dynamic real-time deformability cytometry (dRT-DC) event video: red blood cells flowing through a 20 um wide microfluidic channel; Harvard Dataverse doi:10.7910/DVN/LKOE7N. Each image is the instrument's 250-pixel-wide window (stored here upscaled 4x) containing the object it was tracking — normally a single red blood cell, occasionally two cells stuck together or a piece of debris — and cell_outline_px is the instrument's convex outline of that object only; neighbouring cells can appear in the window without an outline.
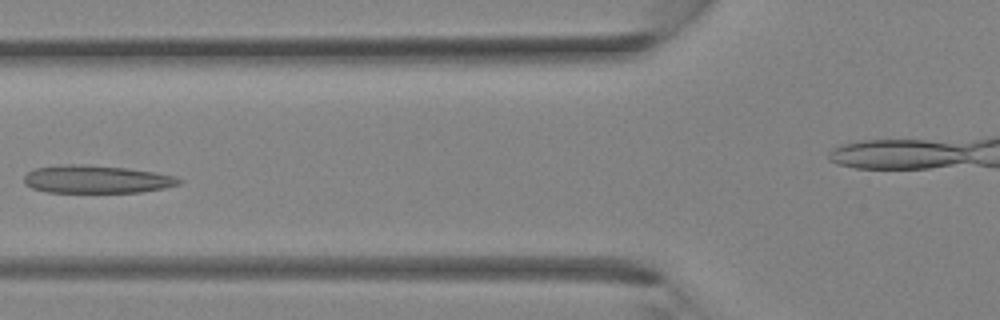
{"species": "Egyptian fruit bat (a non-hibernating species)", "species_latin": "Rousettus aegyptiacus", "temperature_condition": "room temperature", "stored_images_in_passage": 35, "camera_frame_rate_fps": 3000, "um_per_image_px": 0.085, "animal": {"sex": "female"}, "frame": {"image": 1, "passage_image": 13, "time_ms": 4.0, "image_size_px": [1000, 320], "cell_outline_px": [[184, 180], [180, 184], [164, 188], [140, 192], [48, 192], [32, 188], [24, 184], [24, 176], [32, 168], [64, 164], [84, 164], [128, 168], [176, 176]], "centroid_in_image_um": [8.19, 15.23], "position_along_channel_um": 117.6, "area_um2": 25.32}}
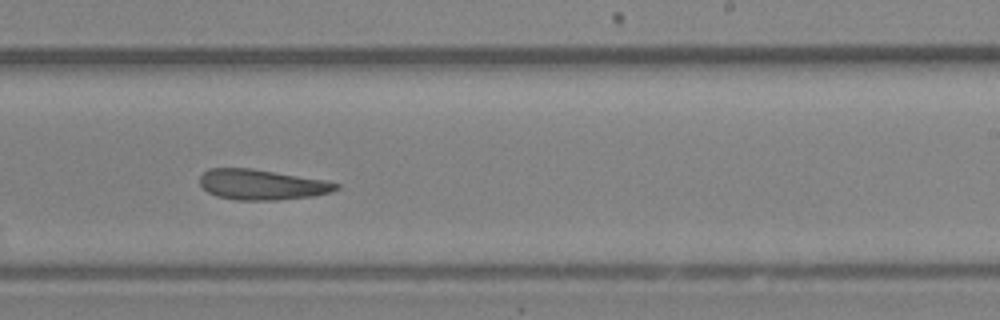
{"frame": {"image": 2, "passage_image": 21, "time_ms": 6.667, "image_size_px": [1000, 320], "cell_outline_px": [[340, 188], [332, 192], [312, 196], [276, 200], [236, 200], [216, 196], [208, 192], [200, 184], [200, 176], [208, 168], [252, 168], [324, 180], [340, 184]], "centroid_in_image_um": [22.25, 15.69], "position_along_channel_um": 266.8, "area_um2": 24.1}}
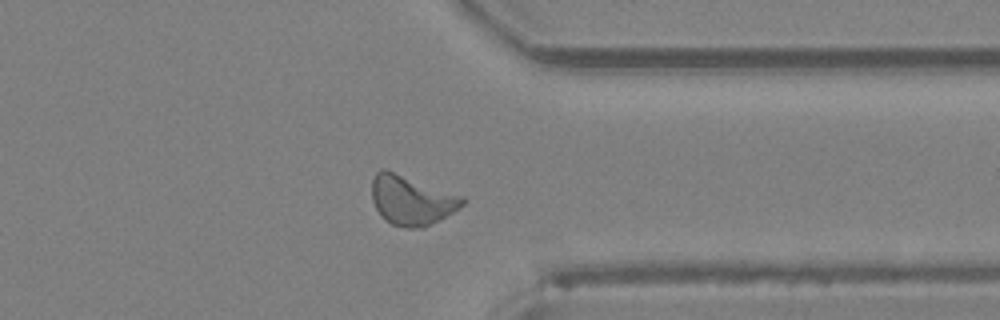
{"frame": {"image": 3, "passage_image": 27, "time_ms": 8.667, "image_size_px": [1000, 320], "cell_outline_px": [[468, 200], [460, 208], [432, 224], [424, 228], [408, 228], [392, 224], [384, 220], [376, 208], [372, 200], [372, 180], [376, 172], [384, 168], [464, 196]], "centroid_in_image_um": [35.0, 17.02], "position_along_channel_um": 376.4, "area_um2": 26.3}}